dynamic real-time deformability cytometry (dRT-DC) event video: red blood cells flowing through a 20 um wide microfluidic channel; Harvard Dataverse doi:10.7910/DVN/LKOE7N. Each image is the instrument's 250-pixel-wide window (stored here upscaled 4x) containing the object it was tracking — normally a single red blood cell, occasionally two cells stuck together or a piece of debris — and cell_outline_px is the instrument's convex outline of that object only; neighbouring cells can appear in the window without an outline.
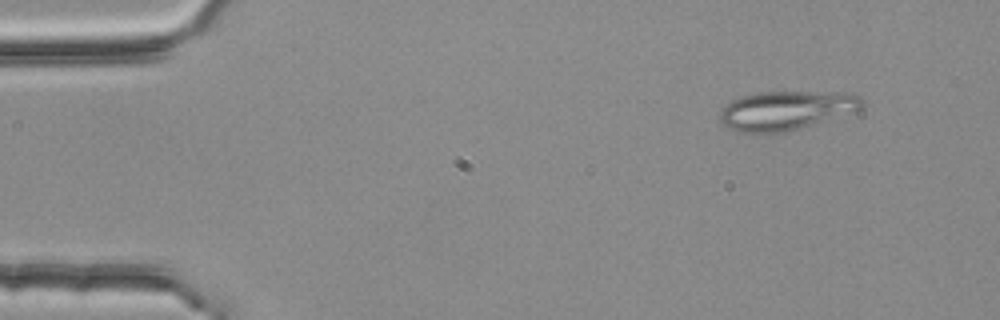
{"species": "common noctule bat (a hibernating species)", "species_latin": "Nyctalus noctula", "temperature_condition": "room temperature", "stored_images_in_passage": 4, "camera_frame_rate_fps": 3000, "um_per_image_px": 0.085, "animal": {"sex": "female", "body_mass_g": 25.1}, "frame": {"image": 1, "passage_image": 2, "time_ms": 0.333, "image_size_px": [1000, 320], "cell_outline_px": [[864, 104], [856, 112], [800, 128], [784, 132], [736, 132], [728, 128], [720, 120], [720, 112], [732, 100], [744, 96], [760, 92], [848, 92], [860, 96], [864, 100]], "centroid_in_image_um": [66.88, 9.38], "position_along_channel_um": 18.1, "area_um2": 32.25}}